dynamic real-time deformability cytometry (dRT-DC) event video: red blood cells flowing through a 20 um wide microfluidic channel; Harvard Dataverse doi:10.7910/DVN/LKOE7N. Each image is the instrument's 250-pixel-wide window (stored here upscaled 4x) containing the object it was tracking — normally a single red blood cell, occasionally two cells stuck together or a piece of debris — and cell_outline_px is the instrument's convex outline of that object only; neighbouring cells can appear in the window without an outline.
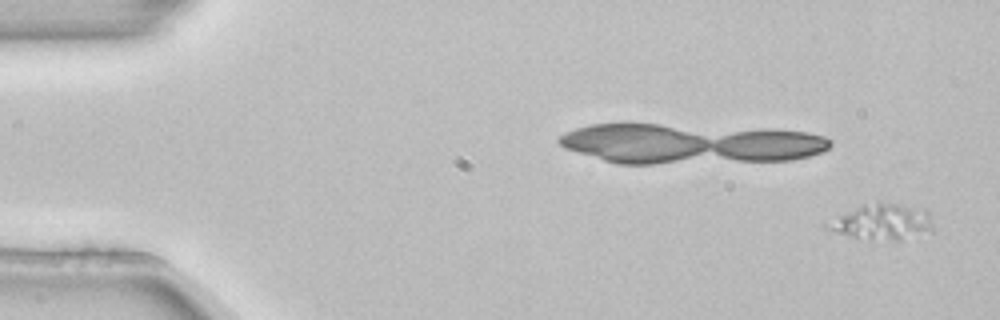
{"species": "common noctule bat (a hibernating species)", "species_latin": "Nyctalus noctula", "temperature_condition": "room temperature", "stored_images_in_passage": 6, "camera_frame_rate_fps": 3000, "um_per_image_px": 0.085, "animal": {"sex": "female", "body_mass_g": 22.7, "forearm_length_mm": 54.2}, "frame": {"image": 1, "passage_image": 1, "time_ms": 0.0, "image_size_px": [1000, 320], "cell_outline_px": [[936, 232], [900, 240], [868, 240], [836, 232], [824, 228], [824, 224], [864, 204], [876, 200], [880, 200], [924, 208], [928, 212]], "centroid_in_image_um": [75.1, 18.85], "position_along_channel_um": 9.9, "area_um2": 22.48}}
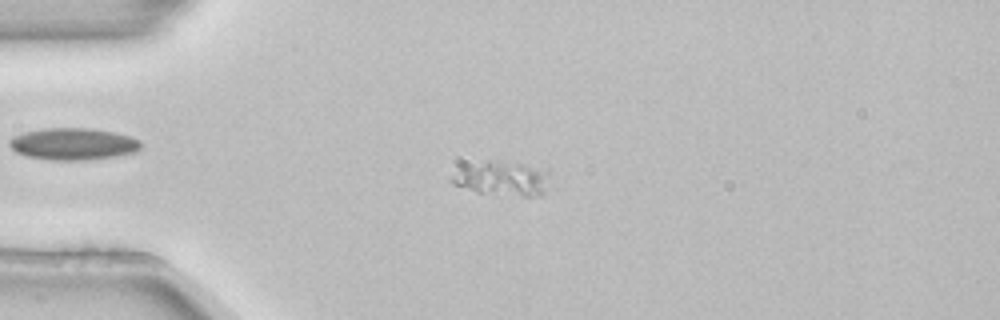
{"frame": {"image": 2, "passage_image": 4, "time_ms": 1.0, "image_size_px": [1000, 320], "cell_outline_px": [[548, 172], [544, 196], [524, 196], [476, 192], [452, 184], [448, 180], [452, 176], [460, 172], [488, 160], [520, 164]], "centroid_in_image_um": [42.71, 15.23], "position_along_channel_um": 42.3, "area_um2": 18.55}}